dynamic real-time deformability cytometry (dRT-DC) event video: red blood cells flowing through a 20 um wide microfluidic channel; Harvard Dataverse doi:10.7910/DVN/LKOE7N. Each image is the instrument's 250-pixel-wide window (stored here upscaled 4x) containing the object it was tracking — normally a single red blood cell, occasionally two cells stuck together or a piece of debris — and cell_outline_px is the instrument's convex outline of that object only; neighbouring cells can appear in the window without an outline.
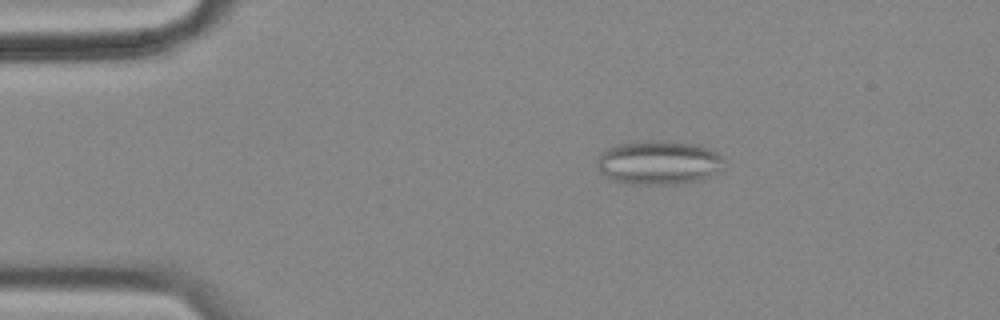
{"species": "common noctule bat (a hibernating species)", "species_latin": "Nyctalus noctula", "temperature_condition": "cold", "stored_images_in_passage": 57, "segment_of_instrument_passage": [1, 2], "camera_frame_rate_fps": 3000, "um_per_image_px": 0.085, "animal": {"sex": "female", "body_mass_g": 18.4}, "frame": {"image": 1, "passage_image": 10, "time_ms": 3.0, "image_size_px": [1000, 320], "cell_outline_px": [[724, 172], [704, 180], [676, 184], [628, 184], [612, 180], [600, 172], [596, 168], [596, 160], [600, 152], [616, 144], [636, 140], [668, 140], [696, 144], [716, 152], [724, 160]], "centroid_in_image_um": [56.0, 13.82], "position_along_channel_um": 29.0, "area_um2": 33.64}}